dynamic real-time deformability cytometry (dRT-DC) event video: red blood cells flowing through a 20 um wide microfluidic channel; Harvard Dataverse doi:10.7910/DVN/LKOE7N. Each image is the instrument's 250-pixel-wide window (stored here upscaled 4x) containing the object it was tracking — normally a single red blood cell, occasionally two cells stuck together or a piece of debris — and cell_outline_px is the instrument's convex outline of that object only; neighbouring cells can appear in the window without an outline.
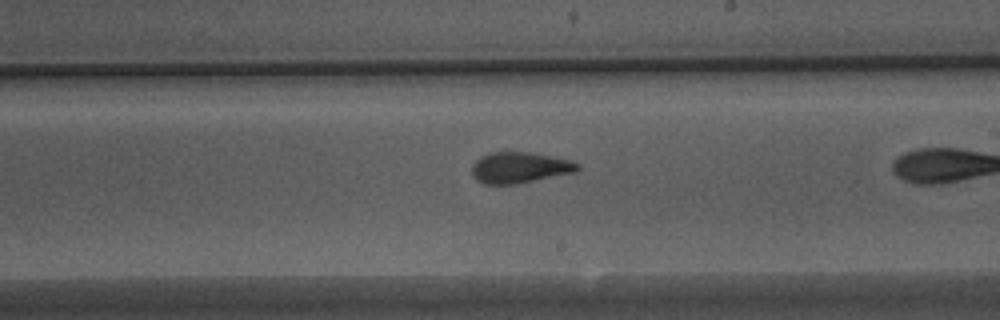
{"species": "Egyptian fruit bat (a non-hibernating species)", "species_latin": "Rousettus aegyptiacus", "temperature_condition": "warm", "stored_images_in_passage": 36, "camera_frame_rate_fps": 3000, "um_per_image_px": 0.085, "animal": {"sex": "male"}, "frame": {"image": 1, "passage_image": 26, "time_ms": 8.333, "image_size_px": [1000, 320], "cell_outline_px": [[580, 168], [576, 172], [516, 184], [484, 184], [476, 180], [472, 176], [472, 164], [480, 156], [488, 152], [532, 152], [572, 160], [580, 164]], "centroid_in_image_um": [44.17, 14.24], "position_along_channel_um": 244.8, "area_um2": 19.36}}